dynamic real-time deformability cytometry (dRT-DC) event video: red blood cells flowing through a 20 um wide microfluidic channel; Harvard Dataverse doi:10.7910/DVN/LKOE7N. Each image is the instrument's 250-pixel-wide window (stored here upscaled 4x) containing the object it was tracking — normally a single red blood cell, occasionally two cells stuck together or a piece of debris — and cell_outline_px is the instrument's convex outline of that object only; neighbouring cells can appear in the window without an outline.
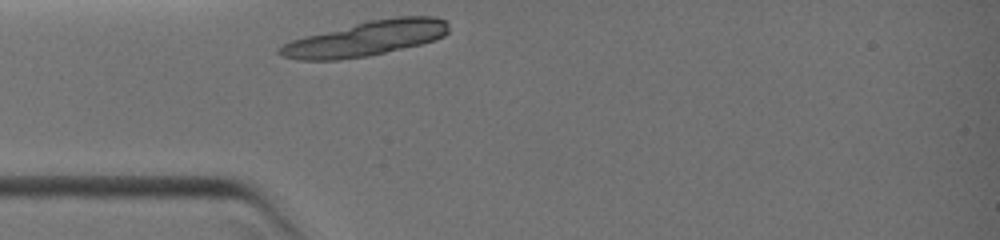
{"species": "common noctule bat (a hibernating species)", "species_latin": "Nyctalus noctula", "temperature_condition": "warm", "stored_images_in_passage": 1, "camera_frame_rate_fps": 3000, "um_per_image_px": 0.085, "animal": {"sex": "female", "body_mass_g": 19.0, "forearm_length_mm": 51.5}, "frame": {"image": 1, "passage_image": 1, "time_ms": 0.0, "image_size_px": [1000, 240], "cell_outline_px": [[448, 32], [444, 36], [436, 40], [420, 44], [368, 56], [340, 60], [300, 60], [280, 56], [276, 52], [276, 48], [292, 40], [304, 36], [368, 20], [396, 16], [436, 16], [448, 20]], "centroid_in_image_um": [31.11, 3.27], "position_along_channel_um": 53.9, "area_um2": 34.68}}